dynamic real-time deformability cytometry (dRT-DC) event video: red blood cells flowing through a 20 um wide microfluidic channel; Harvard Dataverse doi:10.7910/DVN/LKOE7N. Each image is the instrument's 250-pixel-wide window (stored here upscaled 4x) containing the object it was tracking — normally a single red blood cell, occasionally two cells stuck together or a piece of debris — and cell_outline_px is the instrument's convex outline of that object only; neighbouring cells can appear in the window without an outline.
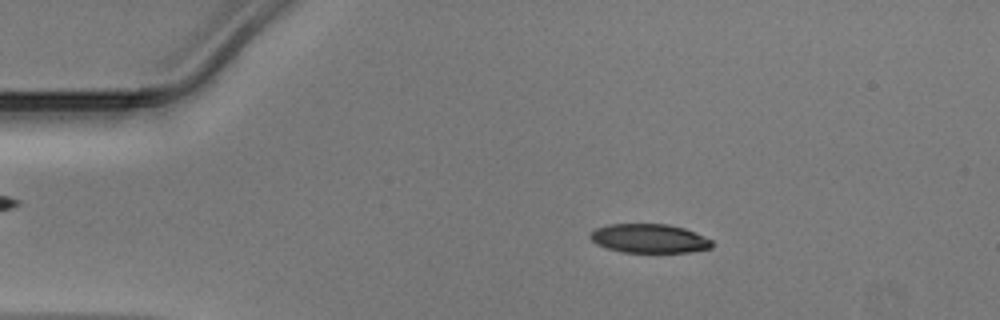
{"species": "Egyptian fruit bat (a non-hibernating species)", "species_latin": "Rousettus aegyptiacus", "temperature_condition": "warm", "stored_images_in_passage": 47, "camera_frame_rate_fps": 3000, "um_per_image_px": 0.085, "animal": {"sex": "male"}, "frame": {"image": 1, "passage_image": 7, "time_ms": 2.0, "image_size_px": [1000, 320], "cell_outline_px": [[712, 248], [688, 252], [624, 252], [608, 248], [596, 244], [588, 236], [596, 228], [608, 224], [668, 224], [684, 228], [704, 236], [712, 240]], "centroid_in_image_um": [55.19, 20.26], "position_along_channel_um": 29.8, "area_um2": 20.46}}
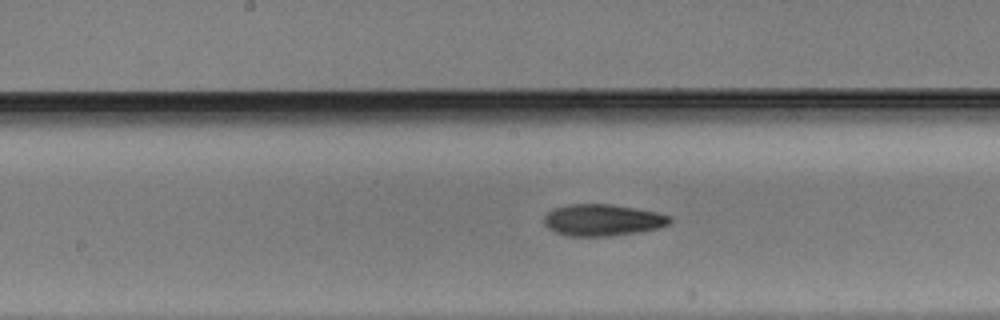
{"frame": {"image": 2, "passage_image": 23, "time_ms": 7.333, "image_size_px": [1000, 320], "cell_outline_px": [[672, 220], [668, 224], [660, 228], [612, 236], [568, 236], [556, 232], [548, 228], [544, 224], [544, 216], [552, 208], [568, 204], [612, 204], [636, 208], [656, 212], [672, 216]], "centroid_in_image_um": [51.21, 18.7], "position_along_channel_um": 197.0, "area_um2": 23.35}}
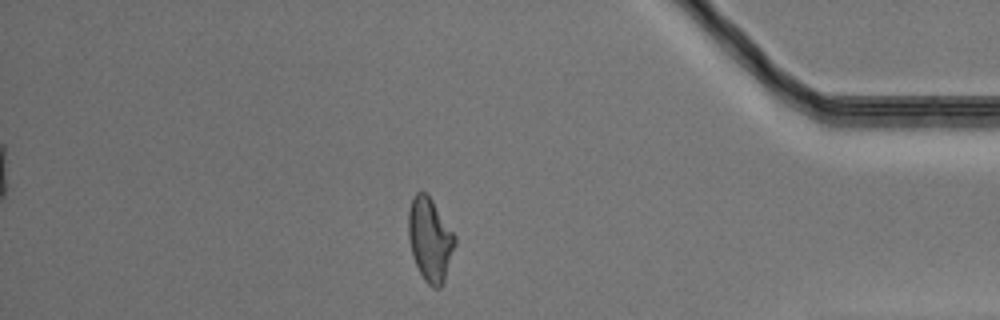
{"frame": {"image": 3, "passage_image": 40, "time_ms": 13.0, "image_size_px": [1000, 320], "cell_outline_px": [[456, 244], [444, 280], [440, 288], [432, 288], [424, 280], [412, 256], [408, 236], [408, 212], [412, 196], [420, 188], [432, 200], [456, 236]], "centroid_in_image_um": [36.54, 20.34], "position_along_channel_um": 398.7, "area_um2": 22.72}}